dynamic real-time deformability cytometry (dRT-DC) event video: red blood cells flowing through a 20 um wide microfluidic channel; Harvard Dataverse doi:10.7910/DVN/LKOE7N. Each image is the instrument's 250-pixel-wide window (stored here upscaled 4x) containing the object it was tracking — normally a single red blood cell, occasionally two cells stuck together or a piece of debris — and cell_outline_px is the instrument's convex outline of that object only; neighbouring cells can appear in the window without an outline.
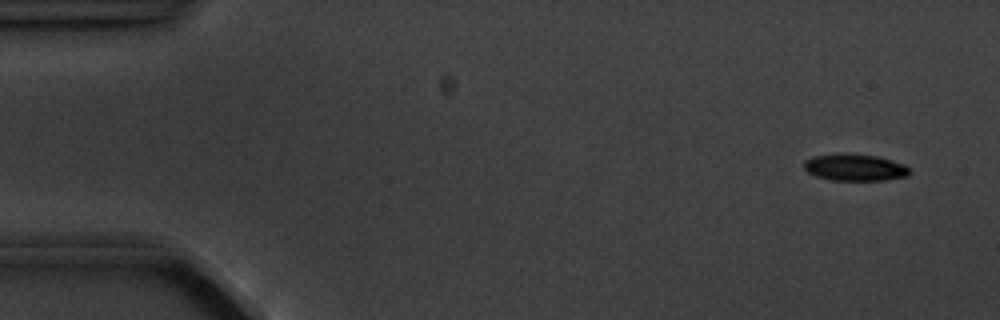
{"species": "common noctule bat (a hibernating species)", "species_latin": "Nyctalus noctula", "temperature_condition": "cold", "stored_images_in_passage": 4, "camera_frame_rate_fps": 3000, "um_per_image_px": 0.085, "animal": {"sex": "male", "body_mass_g": 20.1, "forearm_length_mm": 53.5}, "frame": {"image": 1, "passage_image": 1, "time_ms": 0.0, "image_size_px": [1000, 320], "cell_outline_px": [[908, 176], [884, 180], [832, 180], [816, 176], [808, 172], [804, 168], [804, 160], [812, 156], [840, 152], [848, 152], [876, 156], [904, 164], [908, 168]], "centroid_in_image_um": [72.61, 14.21], "position_along_channel_um": 12.4, "area_um2": 16.65}}